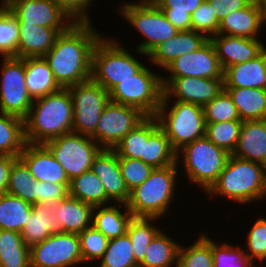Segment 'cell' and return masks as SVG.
<instances>
[{
  "label": "cell",
  "mask_w": 266,
  "mask_h": 267,
  "mask_svg": "<svg viewBox=\"0 0 266 267\" xmlns=\"http://www.w3.org/2000/svg\"><path fill=\"white\" fill-rule=\"evenodd\" d=\"M91 21L74 22L43 56L61 88L91 79L92 52L103 36Z\"/></svg>",
  "instance_id": "cell-1"
},
{
  "label": "cell",
  "mask_w": 266,
  "mask_h": 267,
  "mask_svg": "<svg viewBox=\"0 0 266 267\" xmlns=\"http://www.w3.org/2000/svg\"><path fill=\"white\" fill-rule=\"evenodd\" d=\"M25 139L30 144H45L73 132V102L68 88L33 100L24 119Z\"/></svg>",
  "instance_id": "cell-2"
},
{
  "label": "cell",
  "mask_w": 266,
  "mask_h": 267,
  "mask_svg": "<svg viewBox=\"0 0 266 267\" xmlns=\"http://www.w3.org/2000/svg\"><path fill=\"white\" fill-rule=\"evenodd\" d=\"M243 205L266 198V167L230 155L217 181L206 192ZM245 203V204H244Z\"/></svg>",
  "instance_id": "cell-3"
},
{
  "label": "cell",
  "mask_w": 266,
  "mask_h": 267,
  "mask_svg": "<svg viewBox=\"0 0 266 267\" xmlns=\"http://www.w3.org/2000/svg\"><path fill=\"white\" fill-rule=\"evenodd\" d=\"M178 163L154 168L147 180L129 193L127 208L133 217L159 218L165 216L173 203L178 178Z\"/></svg>",
  "instance_id": "cell-4"
},
{
  "label": "cell",
  "mask_w": 266,
  "mask_h": 267,
  "mask_svg": "<svg viewBox=\"0 0 266 267\" xmlns=\"http://www.w3.org/2000/svg\"><path fill=\"white\" fill-rule=\"evenodd\" d=\"M107 38V39H106ZM102 36L92 52L91 79L110 92L144 66L116 39Z\"/></svg>",
  "instance_id": "cell-5"
},
{
  "label": "cell",
  "mask_w": 266,
  "mask_h": 267,
  "mask_svg": "<svg viewBox=\"0 0 266 267\" xmlns=\"http://www.w3.org/2000/svg\"><path fill=\"white\" fill-rule=\"evenodd\" d=\"M169 103L170 99H162L155 117L173 149L178 152L194 140L205 137L206 122L203 106L175 101L169 107Z\"/></svg>",
  "instance_id": "cell-6"
},
{
  "label": "cell",
  "mask_w": 266,
  "mask_h": 267,
  "mask_svg": "<svg viewBox=\"0 0 266 267\" xmlns=\"http://www.w3.org/2000/svg\"><path fill=\"white\" fill-rule=\"evenodd\" d=\"M230 155L205 136L180 149L177 152V163L183 161L181 164L186 177L193 184H198L205 193L217 181ZM179 156L182 160H179Z\"/></svg>",
  "instance_id": "cell-7"
},
{
  "label": "cell",
  "mask_w": 266,
  "mask_h": 267,
  "mask_svg": "<svg viewBox=\"0 0 266 267\" xmlns=\"http://www.w3.org/2000/svg\"><path fill=\"white\" fill-rule=\"evenodd\" d=\"M125 21H128L144 41L135 47L137 54H148L160 43L174 37L178 30L169 22L162 10L153 2H124L118 9Z\"/></svg>",
  "instance_id": "cell-8"
},
{
  "label": "cell",
  "mask_w": 266,
  "mask_h": 267,
  "mask_svg": "<svg viewBox=\"0 0 266 267\" xmlns=\"http://www.w3.org/2000/svg\"><path fill=\"white\" fill-rule=\"evenodd\" d=\"M110 101L155 116L163 97L162 76L144 66L137 74L121 81L110 92Z\"/></svg>",
  "instance_id": "cell-9"
},
{
  "label": "cell",
  "mask_w": 266,
  "mask_h": 267,
  "mask_svg": "<svg viewBox=\"0 0 266 267\" xmlns=\"http://www.w3.org/2000/svg\"><path fill=\"white\" fill-rule=\"evenodd\" d=\"M63 167L69 180L91 170L102 148L89 136L74 132L58 136L44 144Z\"/></svg>",
  "instance_id": "cell-10"
},
{
  "label": "cell",
  "mask_w": 266,
  "mask_h": 267,
  "mask_svg": "<svg viewBox=\"0 0 266 267\" xmlns=\"http://www.w3.org/2000/svg\"><path fill=\"white\" fill-rule=\"evenodd\" d=\"M73 102V132L91 137L110 95L100 84L89 79L68 87Z\"/></svg>",
  "instance_id": "cell-11"
},
{
  "label": "cell",
  "mask_w": 266,
  "mask_h": 267,
  "mask_svg": "<svg viewBox=\"0 0 266 267\" xmlns=\"http://www.w3.org/2000/svg\"><path fill=\"white\" fill-rule=\"evenodd\" d=\"M0 85V112L25 119L33 99L25 84V58L2 59Z\"/></svg>",
  "instance_id": "cell-12"
},
{
  "label": "cell",
  "mask_w": 266,
  "mask_h": 267,
  "mask_svg": "<svg viewBox=\"0 0 266 267\" xmlns=\"http://www.w3.org/2000/svg\"><path fill=\"white\" fill-rule=\"evenodd\" d=\"M146 117L137 108L110 101L101 113L96 131L91 138L102 149H114Z\"/></svg>",
  "instance_id": "cell-13"
},
{
  "label": "cell",
  "mask_w": 266,
  "mask_h": 267,
  "mask_svg": "<svg viewBox=\"0 0 266 267\" xmlns=\"http://www.w3.org/2000/svg\"><path fill=\"white\" fill-rule=\"evenodd\" d=\"M29 252L30 267H76L83 263L78 234L50 235Z\"/></svg>",
  "instance_id": "cell-14"
},
{
  "label": "cell",
  "mask_w": 266,
  "mask_h": 267,
  "mask_svg": "<svg viewBox=\"0 0 266 267\" xmlns=\"http://www.w3.org/2000/svg\"><path fill=\"white\" fill-rule=\"evenodd\" d=\"M165 71L169 73V77H162L163 89L176 77L223 78L224 70L208 39L196 51L176 58Z\"/></svg>",
  "instance_id": "cell-15"
},
{
  "label": "cell",
  "mask_w": 266,
  "mask_h": 267,
  "mask_svg": "<svg viewBox=\"0 0 266 267\" xmlns=\"http://www.w3.org/2000/svg\"><path fill=\"white\" fill-rule=\"evenodd\" d=\"M19 23L68 29L75 21L56 0H6Z\"/></svg>",
  "instance_id": "cell-16"
},
{
  "label": "cell",
  "mask_w": 266,
  "mask_h": 267,
  "mask_svg": "<svg viewBox=\"0 0 266 267\" xmlns=\"http://www.w3.org/2000/svg\"><path fill=\"white\" fill-rule=\"evenodd\" d=\"M223 89V78L176 77L163 89L162 99L204 106Z\"/></svg>",
  "instance_id": "cell-17"
},
{
  "label": "cell",
  "mask_w": 266,
  "mask_h": 267,
  "mask_svg": "<svg viewBox=\"0 0 266 267\" xmlns=\"http://www.w3.org/2000/svg\"><path fill=\"white\" fill-rule=\"evenodd\" d=\"M19 158L29 168L33 179L40 182L70 184L63 167L44 144L27 143Z\"/></svg>",
  "instance_id": "cell-18"
},
{
  "label": "cell",
  "mask_w": 266,
  "mask_h": 267,
  "mask_svg": "<svg viewBox=\"0 0 266 267\" xmlns=\"http://www.w3.org/2000/svg\"><path fill=\"white\" fill-rule=\"evenodd\" d=\"M223 70L256 58L266 46L259 39L216 34L209 37Z\"/></svg>",
  "instance_id": "cell-19"
},
{
  "label": "cell",
  "mask_w": 266,
  "mask_h": 267,
  "mask_svg": "<svg viewBox=\"0 0 266 267\" xmlns=\"http://www.w3.org/2000/svg\"><path fill=\"white\" fill-rule=\"evenodd\" d=\"M91 170L101 180L111 202L126 204L130 192L121 174L118 155L113 149H102L94 158Z\"/></svg>",
  "instance_id": "cell-20"
},
{
  "label": "cell",
  "mask_w": 266,
  "mask_h": 267,
  "mask_svg": "<svg viewBox=\"0 0 266 267\" xmlns=\"http://www.w3.org/2000/svg\"><path fill=\"white\" fill-rule=\"evenodd\" d=\"M54 212L55 203L32 205L30 218L21 231L22 240L29 248L44 241L50 235L65 233Z\"/></svg>",
  "instance_id": "cell-21"
},
{
  "label": "cell",
  "mask_w": 266,
  "mask_h": 267,
  "mask_svg": "<svg viewBox=\"0 0 266 267\" xmlns=\"http://www.w3.org/2000/svg\"><path fill=\"white\" fill-rule=\"evenodd\" d=\"M265 24L266 13L250 2L246 7L221 19L217 34L259 39L258 35Z\"/></svg>",
  "instance_id": "cell-22"
},
{
  "label": "cell",
  "mask_w": 266,
  "mask_h": 267,
  "mask_svg": "<svg viewBox=\"0 0 266 267\" xmlns=\"http://www.w3.org/2000/svg\"><path fill=\"white\" fill-rule=\"evenodd\" d=\"M208 38L197 31H178L174 37L160 43L149 54L151 63L165 69L176 58L192 53L201 47Z\"/></svg>",
  "instance_id": "cell-23"
},
{
  "label": "cell",
  "mask_w": 266,
  "mask_h": 267,
  "mask_svg": "<svg viewBox=\"0 0 266 267\" xmlns=\"http://www.w3.org/2000/svg\"><path fill=\"white\" fill-rule=\"evenodd\" d=\"M231 155L266 166V119L242 121L238 143Z\"/></svg>",
  "instance_id": "cell-24"
},
{
  "label": "cell",
  "mask_w": 266,
  "mask_h": 267,
  "mask_svg": "<svg viewBox=\"0 0 266 267\" xmlns=\"http://www.w3.org/2000/svg\"><path fill=\"white\" fill-rule=\"evenodd\" d=\"M66 30L19 23L18 58L43 57Z\"/></svg>",
  "instance_id": "cell-25"
},
{
  "label": "cell",
  "mask_w": 266,
  "mask_h": 267,
  "mask_svg": "<svg viewBox=\"0 0 266 267\" xmlns=\"http://www.w3.org/2000/svg\"><path fill=\"white\" fill-rule=\"evenodd\" d=\"M224 87L266 89V49L256 58L223 71Z\"/></svg>",
  "instance_id": "cell-26"
},
{
  "label": "cell",
  "mask_w": 266,
  "mask_h": 267,
  "mask_svg": "<svg viewBox=\"0 0 266 267\" xmlns=\"http://www.w3.org/2000/svg\"><path fill=\"white\" fill-rule=\"evenodd\" d=\"M94 206L77 198L67 196L55 203V214L62 224L64 232L80 234L92 225Z\"/></svg>",
  "instance_id": "cell-27"
},
{
  "label": "cell",
  "mask_w": 266,
  "mask_h": 267,
  "mask_svg": "<svg viewBox=\"0 0 266 267\" xmlns=\"http://www.w3.org/2000/svg\"><path fill=\"white\" fill-rule=\"evenodd\" d=\"M25 74L27 91L33 100L61 89L44 57L25 58Z\"/></svg>",
  "instance_id": "cell-28"
},
{
  "label": "cell",
  "mask_w": 266,
  "mask_h": 267,
  "mask_svg": "<svg viewBox=\"0 0 266 267\" xmlns=\"http://www.w3.org/2000/svg\"><path fill=\"white\" fill-rule=\"evenodd\" d=\"M236 106L241 121L266 119V89L224 87Z\"/></svg>",
  "instance_id": "cell-29"
},
{
  "label": "cell",
  "mask_w": 266,
  "mask_h": 267,
  "mask_svg": "<svg viewBox=\"0 0 266 267\" xmlns=\"http://www.w3.org/2000/svg\"><path fill=\"white\" fill-rule=\"evenodd\" d=\"M119 206L125 209L124 213L118 208ZM132 218V213L125 203L94 206L92 225L108 239H113L126 233Z\"/></svg>",
  "instance_id": "cell-30"
},
{
  "label": "cell",
  "mask_w": 266,
  "mask_h": 267,
  "mask_svg": "<svg viewBox=\"0 0 266 267\" xmlns=\"http://www.w3.org/2000/svg\"><path fill=\"white\" fill-rule=\"evenodd\" d=\"M155 116H147L139 125L132 129L113 149L118 157L140 159L144 162L145 143L159 128Z\"/></svg>",
  "instance_id": "cell-31"
},
{
  "label": "cell",
  "mask_w": 266,
  "mask_h": 267,
  "mask_svg": "<svg viewBox=\"0 0 266 267\" xmlns=\"http://www.w3.org/2000/svg\"><path fill=\"white\" fill-rule=\"evenodd\" d=\"M160 230L151 240L138 267H177L180 243Z\"/></svg>",
  "instance_id": "cell-32"
},
{
  "label": "cell",
  "mask_w": 266,
  "mask_h": 267,
  "mask_svg": "<svg viewBox=\"0 0 266 267\" xmlns=\"http://www.w3.org/2000/svg\"><path fill=\"white\" fill-rule=\"evenodd\" d=\"M69 196L92 206L112 203L106 196L101 180L92 170L85 171L80 176L70 180Z\"/></svg>",
  "instance_id": "cell-33"
},
{
  "label": "cell",
  "mask_w": 266,
  "mask_h": 267,
  "mask_svg": "<svg viewBox=\"0 0 266 267\" xmlns=\"http://www.w3.org/2000/svg\"><path fill=\"white\" fill-rule=\"evenodd\" d=\"M26 144L24 120L0 112V156L19 157Z\"/></svg>",
  "instance_id": "cell-34"
},
{
  "label": "cell",
  "mask_w": 266,
  "mask_h": 267,
  "mask_svg": "<svg viewBox=\"0 0 266 267\" xmlns=\"http://www.w3.org/2000/svg\"><path fill=\"white\" fill-rule=\"evenodd\" d=\"M31 211L32 205L23 199L8 193L0 195V230L21 233Z\"/></svg>",
  "instance_id": "cell-35"
},
{
  "label": "cell",
  "mask_w": 266,
  "mask_h": 267,
  "mask_svg": "<svg viewBox=\"0 0 266 267\" xmlns=\"http://www.w3.org/2000/svg\"><path fill=\"white\" fill-rule=\"evenodd\" d=\"M29 251L21 233L0 230V267H30Z\"/></svg>",
  "instance_id": "cell-36"
},
{
  "label": "cell",
  "mask_w": 266,
  "mask_h": 267,
  "mask_svg": "<svg viewBox=\"0 0 266 267\" xmlns=\"http://www.w3.org/2000/svg\"><path fill=\"white\" fill-rule=\"evenodd\" d=\"M144 163L152 168H163L177 163V152L160 127L145 143Z\"/></svg>",
  "instance_id": "cell-37"
},
{
  "label": "cell",
  "mask_w": 266,
  "mask_h": 267,
  "mask_svg": "<svg viewBox=\"0 0 266 267\" xmlns=\"http://www.w3.org/2000/svg\"><path fill=\"white\" fill-rule=\"evenodd\" d=\"M6 193L19 197L30 205L37 204V181L20 158L13 163L10 170Z\"/></svg>",
  "instance_id": "cell-38"
},
{
  "label": "cell",
  "mask_w": 266,
  "mask_h": 267,
  "mask_svg": "<svg viewBox=\"0 0 266 267\" xmlns=\"http://www.w3.org/2000/svg\"><path fill=\"white\" fill-rule=\"evenodd\" d=\"M158 219L133 217L128 223L126 233L131 240L135 261L138 264L143 260L153 237L161 230L154 225V221Z\"/></svg>",
  "instance_id": "cell-39"
},
{
  "label": "cell",
  "mask_w": 266,
  "mask_h": 267,
  "mask_svg": "<svg viewBox=\"0 0 266 267\" xmlns=\"http://www.w3.org/2000/svg\"><path fill=\"white\" fill-rule=\"evenodd\" d=\"M205 0H155V3L178 31L192 30L191 14Z\"/></svg>",
  "instance_id": "cell-40"
},
{
  "label": "cell",
  "mask_w": 266,
  "mask_h": 267,
  "mask_svg": "<svg viewBox=\"0 0 266 267\" xmlns=\"http://www.w3.org/2000/svg\"><path fill=\"white\" fill-rule=\"evenodd\" d=\"M177 267H213L212 240L200 234L191 246L180 245Z\"/></svg>",
  "instance_id": "cell-41"
},
{
  "label": "cell",
  "mask_w": 266,
  "mask_h": 267,
  "mask_svg": "<svg viewBox=\"0 0 266 267\" xmlns=\"http://www.w3.org/2000/svg\"><path fill=\"white\" fill-rule=\"evenodd\" d=\"M100 260L99 267H138L127 233L109 239L107 249Z\"/></svg>",
  "instance_id": "cell-42"
},
{
  "label": "cell",
  "mask_w": 266,
  "mask_h": 267,
  "mask_svg": "<svg viewBox=\"0 0 266 267\" xmlns=\"http://www.w3.org/2000/svg\"><path fill=\"white\" fill-rule=\"evenodd\" d=\"M19 37V21L6 6L0 12V55L3 58H18Z\"/></svg>",
  "instance_id": "cell-43"
},
{
  "label": "cell",
  "mask_w": 266,
  "mask_h": 267,
  "mask_svg": "<svg viewBox=\"0 0 266 267\" xmlns=\"http://www.w3.org/2000/svg\"><path fill=\"white\" fill-rule=\"evenodd\" d=\"M241 126L242 121L206 123L205 136L216 146L232 154L238 143Z\"/></svg>",
  "instance_id": "cell-44"
},
{
  "label": "cell",
  "mask_w": 266,
  "mask_h": 267,
  "mask_svg": "<svg viewBox=\"0 0 266 267\" xmlns=\"http://www.w3.org/2000/svg\"><path fill=\"white\" fill-rule=\"evenodd\" d=\"M246 249L228 242L212 240L213 267H254V262L245 253Z\"/></svg>",
  "instance_id": "cell-45"
},
{
  "label": "cell",
  "mask_w": 266,
  "mask_h": 267,
  "mask_svg": "<svg viewBox=\"0 0 266 267\" xmlns=\"http://www.w3.org/2000/svg\"><path fill=\"white\" fill-rule=\"evenodd\" d=\"M203 112L206 123L241 121L236 106L225 89L203 106Z\"/></svg>",
  "instance_id": "cell-46"
},
{
  "label": "cell",
  "mask_w": 266,
  "mask_h": 267,
  "mask_svg": "<svg viewBox=\"0 0 266 267\" xmlns=\"http://www.w3.org/2000/svg\"><path fill=\"white\" fill-rule=\"evenodd\" d=\"M83 264L100 261L105 253L109 239L99 232L93 225L84 229L79 235Z\"/></svg>",
  "instance_id": "cell-47"
},
{
  "label": "cell",
  "mask_w": 266,
  "mask_h": 267,
  "mask_svg": "<svg viewBox=\"0 0 266 267\" xmlns=\"http://www.w3.org/2000/svg\"><path fill=\"white\" fill-rule=\"evenodd\" d=\"M118 161L129 192L144 183L154 169L140 159L118 157Z\"/></svg>",
  "instance_id": "cell-48"
},
{
  "label": "cell",
  "mask_w": 266,
  "mask_h": 267,
  "mask_svg": "<svg viewBox=\"0 0 266 267\" xmlns=\"http://www.w3.org/2000/svg\"><path fill=\"white\" fill-rule=\"evenodd\" d=\"M248 232L245 253L253 262L259 259L263 263L266 259V217H259Z\"/></svg>",
  "instance_id": "cell-49"
},
{
  "label": "cell",
  "mask_w": 266,
  "mask_h": 267,
  "mask_svg": "<svg viewBox=\"0 0 266 267\" xmlns=\"http://www.w3.org/2000/svg\"><path fill=\"white\" fill-rule=\"evenodd\" d=\"M191 22L192 30L204 34L208 39L217 34L220 23L206 0L191 14Z\"/></svg>",
  "instance_id": "cell-50"
},
{
  "label": "cell",
  "mask_w": 266,
  "mask_h": 267,
  "mask_svg": "<svg viewBox=\"0 0 266 267\" xmlns=\"http://www.w3.org/2000/svg\"><path fill=\"white\" fill-rule=\"evenodd\" d=\"M69 195V184L37 181V203H56Z\"/></svg>",
  "instance_id": "cell-51"
},
{
  "label": "cell",
  "mask_w": 266,
  "mask_h": 267,
  "mask_svg": "<svg viewBox=\"0 0 266 267\" xmlns=\"http://www.w3.org/2000/svg\"><path fill=\"white\" fill-rule=\"evenodd\" d=\"M75 22L91 21L88 16L93 0H56Z\"/></svg>",
  "instance_id": "cell-52"
},
{
  "label": "cell",
  "mask_w": 266,
  "mask_h": 267,
  "mask_svg": "<svg viewBox=\"0 0 266 267\" xmlns=\"http://www.w3.org/2000/svg\"><path fill=\"white\" fill-rule=\"evenodd\" d=\"M212 7L213 13L220 21L231 12L240 10L246 7L251 0H206Z\"/></svg>",
  "instance_id": "cell-53"
},
{
  "label": "cell",
  "mask_w": 266,
  "mask_h": 267,
  "mask_svg": "<svg viewBox=\"0 0 266 267\" xmlns=\"http://www.w3.org/2000/svg\"><path fill=\"white\" fill-rule=\"evenodd\" d=\"M18 158L16 156H0V195L7 191L10 170Z\"/></svg>",
  "instance_id": "cell-54"
},
{
  "label": "cell",
  "mask_w": 266,
  "mask_h": 267,
  "mask_svg": "<svg viewBox=\"0 0 266 267\" xmlns=\"http://www.w3.org/2000/svg\"><path fill=\"white\" fill-rule=\"evenodd\" d=\"M251 2L266 13V0H251Z\"/></svg>",
  "instance_id": "cell-55"
},
{
  "label": "cell",
  "mask_w": 266,
  "mask_h": 267,
  "mask_svg": "<svg viewBox=\"0 0 266 267\" xmlns=\"http://www.w3.org/2000/svg\"><path fill=\"white\" fill-rule=\"evenodd\" d=\"M6 7V0H2L0 4V12Z\"/></svg>",
  "instance_id": "cell-56"
},
{
  "label": "cell",
  "mask_w": 266,
  "mask_h": 267,
  "mask_svg": "<svg viewBox=\"0 0 266 267\" xmlns=\"http://www.w3.org/2000/svg\"><path fill=\"white\" fill-rule=\"evenodd\" d=\"M155 0H140V3L154 2Z\"/></svg>",
  "instance_id": "cell-57"
}]
</instances>
